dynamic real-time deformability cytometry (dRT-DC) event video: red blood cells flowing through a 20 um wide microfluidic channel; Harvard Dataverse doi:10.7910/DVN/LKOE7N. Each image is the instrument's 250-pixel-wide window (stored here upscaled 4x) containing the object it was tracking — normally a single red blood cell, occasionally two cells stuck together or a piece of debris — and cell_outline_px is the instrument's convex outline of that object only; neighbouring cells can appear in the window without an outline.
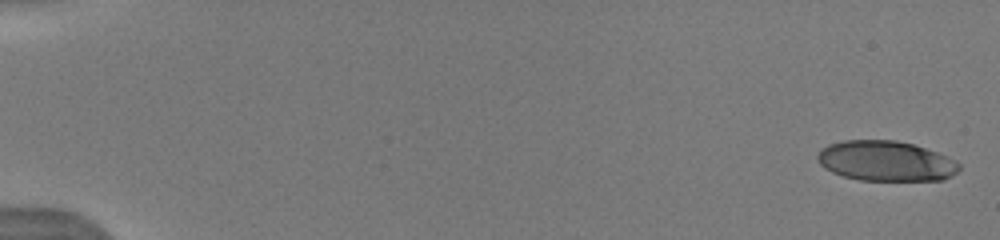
{"species": "human", "species_latin": "Homo sapiens", "temperature_condition": "warm", "stored_images_in_passage": 12, "camera_frame_rate_fps": 3000, "um_per_image_px": 0.085, "donor": {"sex": "male"}, "frame": {"image": 1, "passage_image": 1, "time_ms": 0.0, "image_size_px": [1000, 240], "cell_outline_px": [[960, 168], [956, 172], [944, 180], [860, 180], [844, 176], [832, 172], [824, 168], [820, 164], [816, 156], [828, 144], [844, 140], [896, 140], [912, 144], [936, 152], [956, 160], [960, 164]], "centroid_in_image_um": [75.3, 13.68], "position_along_channel_um": 9.7, "area_um2": 33.0}}
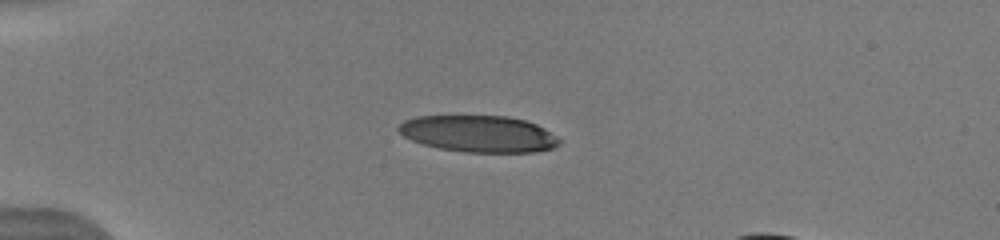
{"frame": {"image": 2, "passage_image": 7, "time_ms": 4.333, "image_size_px": [1000, 240], "cell_outline_px": [[560, 144], [552, 148], [536, 152], [464, 152], [440, 148], [424, 144], [412, 140], [404, 136], [396, 128], [404, 120], [416, 116], [508, 116], [524, 120], [536, 124], [544, 128], [556, 136], [560, 140]], "centroid_in_image_um": [40.69, 11.37], "position_along_channel_um": 44.3, "area_um2": 34.22}}
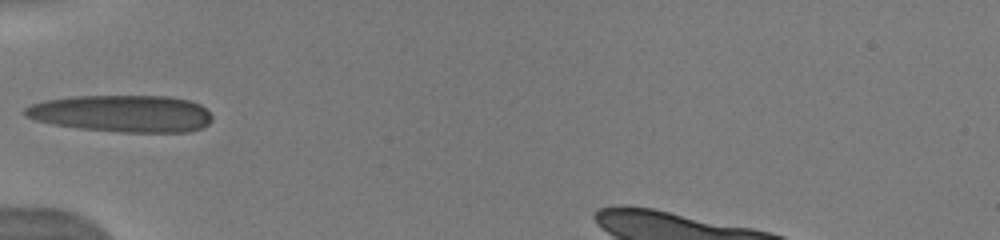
{"frame": {"image": 3, "passage_image": 9, "time_ms": 6.0, "image_size_px": [1000, 240], "cell_outline_px": [[212, 120], [204, 128], [188, 132], [120, 132], [80, 128], [52, 124], [36, 120], [24, 116], [20, 112], [24, 108], [32, 104], [44, 100], [72, 96], [168, 96], [188, 100], [200, 104], [212, 116]], "centroid_in_image_um": [10.35, 9.65], "position_along_channel_um": 74.6, "area_um2": 40.63}}